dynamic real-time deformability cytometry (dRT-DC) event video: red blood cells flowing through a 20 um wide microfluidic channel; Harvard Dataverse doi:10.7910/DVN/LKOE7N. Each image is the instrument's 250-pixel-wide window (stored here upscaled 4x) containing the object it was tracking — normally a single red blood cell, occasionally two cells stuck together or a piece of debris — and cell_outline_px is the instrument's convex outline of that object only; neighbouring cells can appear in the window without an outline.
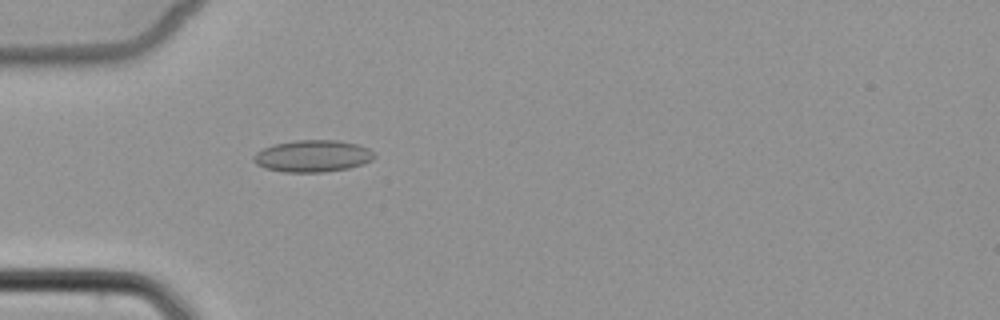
{"species": "common noctule bat (a hibernating species)", "species_latin": "Nyctalus noctula", "temperature_condition": "cold", "stored_images_in_passage": 4, "camera_frame_rate_fps": 3000, "um_per_image_px": 0.085, "animal": {"sex": "female", "body_mass_g": 22.7, "forearm_length_mm": 54.2}, "frame": {"image": 1, "passage_image": 4, "time_ms": 4.667, "image_size_px": [1000, 320], "cell_outline_px": [[376, 156], [372, 160], [364, 164], [348, 168], [324, 172], [284, 172], [264, 168], [256, 164], [252, 160], [252, 156], [256, 152], [264, 148], [276, 144], [296, 140], [340, 140], [356, 144], [368, 148], [376, 152]], "centroid_in_image_um": [26.6, 13.27], "position_along_channel_um": 58.4, "area_um2": 22.6}}